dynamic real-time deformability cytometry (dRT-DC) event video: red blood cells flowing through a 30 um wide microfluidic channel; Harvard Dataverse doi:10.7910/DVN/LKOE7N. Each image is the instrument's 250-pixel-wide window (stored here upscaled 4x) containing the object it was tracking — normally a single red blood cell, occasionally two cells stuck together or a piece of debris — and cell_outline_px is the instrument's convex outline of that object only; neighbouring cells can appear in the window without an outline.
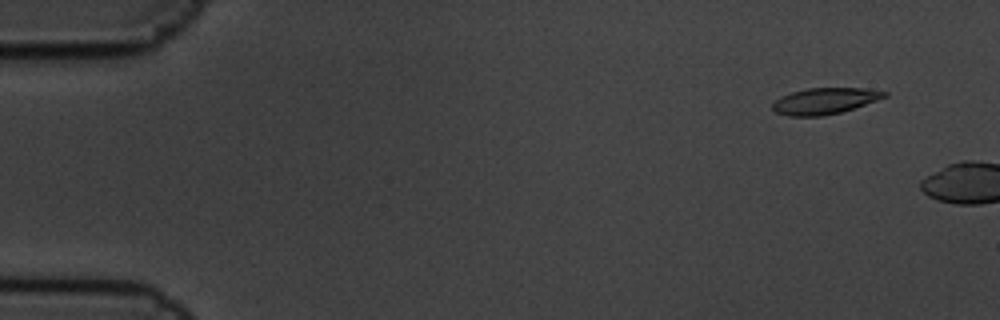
{"species": "common noctule bat (a hibernating species)", "species_latin": "Nyctalus noctula", "temperature_condition": "cold", "stored_images_in_passage": 3, "camera_frame_rate_fps": 3000, "um_per_image_px": 0.085, "animal": {"sex": "male", "body_mass_g": 19.5, "forearm_length_mm": 54.6}, "frame": {"image": 1, "passage_image": 2, "time_ms": 0.333, "image_size_px": [1000, 320], "cell_outline_px": [[888, 96], [840, 112], [824, 116], [788, 116], [776, 112], [772, 108], [772, 104], [780, 96], [792, 92], [808, 88], [864, 88], [888, 92]], "centroid_in_image_um": [70.07, 8.58], "position_along_channel_um": 14.9, "area_um2": 16.94}}